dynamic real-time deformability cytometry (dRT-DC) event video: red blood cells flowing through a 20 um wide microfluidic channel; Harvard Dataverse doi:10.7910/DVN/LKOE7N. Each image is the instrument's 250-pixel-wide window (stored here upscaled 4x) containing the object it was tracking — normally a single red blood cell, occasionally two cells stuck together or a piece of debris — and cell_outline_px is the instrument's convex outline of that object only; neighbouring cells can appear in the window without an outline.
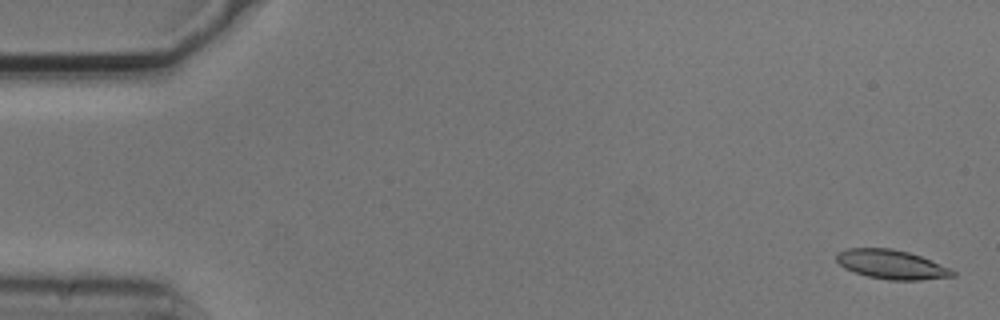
{"species": "common noctule bat (a hibernating species)", "species_latin": "Nyctalus noctula", "temperature_condition": "cold", "stored_images_in_passage": 5, "camera_frame_rate_fps": 3000, "um_per_image_px": 0.085, "animal": {"sex": "male", "body_mass_g": 20.5, "forearm_length_mm": 52.5}, "frame": {"image": 1, "passage_image": 1, "time_ms": 0.0, "image_size_px": [1000, 320], "cell_outline_px": [[956, 276], [920, 280], [888, 280], [868, 276], [844, 268], [836, 260], [836, 252], [848, 248], [892, 248], [908, 252], [920, 256], [952, 268], [956, 272]], "centroid_in_image_um": [75.8, 22.48], "position_along_channel_um": 9.2, "area_um2": 19.83}}
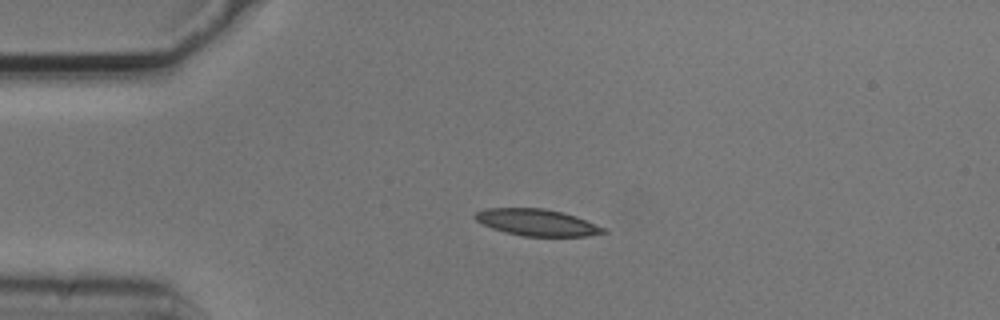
{"frame": {"image": 2, "passage_image": 4, "time_ms": 1.0, "image_size_px": [1000, 320], "cell_outline_px": [[608, 232], [588, 236], [524, 236], [504, 232], [492, 228], [476, 220], [472, 216], [476, 212], [484, 208], [544, 208], [564, 212], [576, 216], [608, 228]], "centroid_in_image_um": [45.68, 18.9], "position_along_channel_um": 39.3, "area_um2": 20.17}}